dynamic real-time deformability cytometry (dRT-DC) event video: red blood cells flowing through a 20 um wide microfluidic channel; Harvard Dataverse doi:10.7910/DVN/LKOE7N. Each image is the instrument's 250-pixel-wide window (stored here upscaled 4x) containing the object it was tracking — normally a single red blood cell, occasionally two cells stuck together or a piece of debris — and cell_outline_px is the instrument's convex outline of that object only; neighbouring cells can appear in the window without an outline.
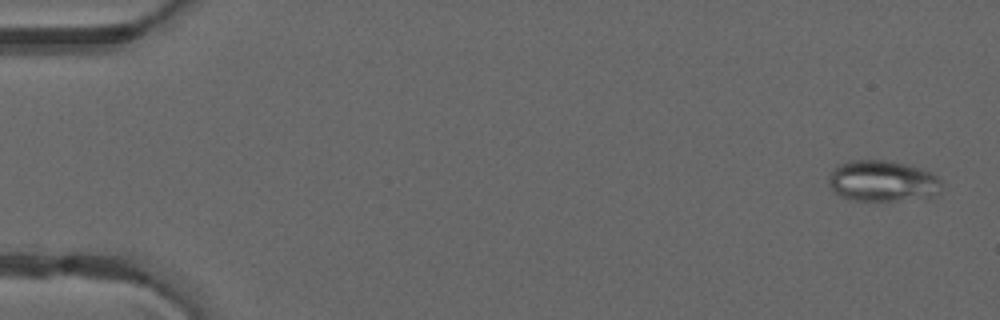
{"species": "common noctule bat (a hibernating species)", "species_latin": "Nyctalus noctula", "temperature_condition": "warm", "stored_images_in_passage": 50, "camera_frame_rate_fps": 3000, "um_per_image_px": 0.085, "animal": {"sex": "male", "forearm_length_mm": 52.5}, "frame": {"image": 1, "passage_image": 2, "time_ms": 0.333, "image_size_px": [1000, 320], "cell_outline_px": [[944, 188], [936, 196], [896, 200], [852, 200], [840, 196], [832, 188], [828, 180], [828, 176], [840, 164], [852, 160], [892, 160], [908, 164], [932, 172], [940, 180]], "centroid_in_image_um": [75.07, 15.38], "position_along_channel_um": 9.9, "area_um2": 27.11}}
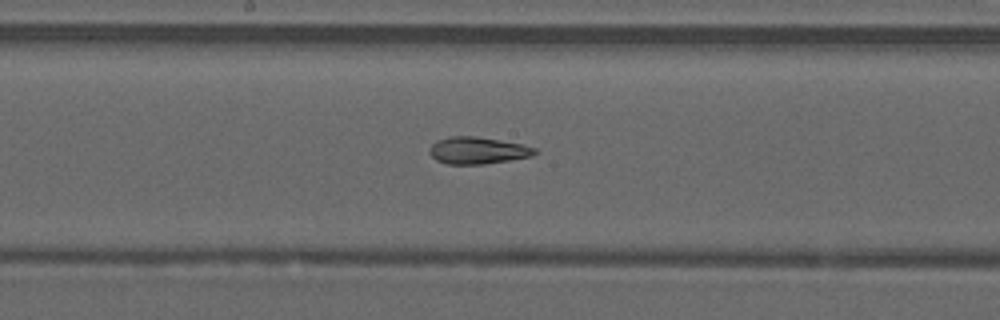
{"frame": {"image": 2, "passage_image": 27, "time_ms": 8.667, "image_size_px": [1000, 320], "cell_outline_px": [[540, 152], [532, 156], [484, 164], [448, 164], [436, 160], [428, 152], [428, 148], [436, 140], [452, 136], [476, 136], [500, 140], [520, 144], [536, 148]], "centroid_in_image_um": [40.59, 12.78], "position_along_channel_um": 207.6, "area_um2": 16.59}}
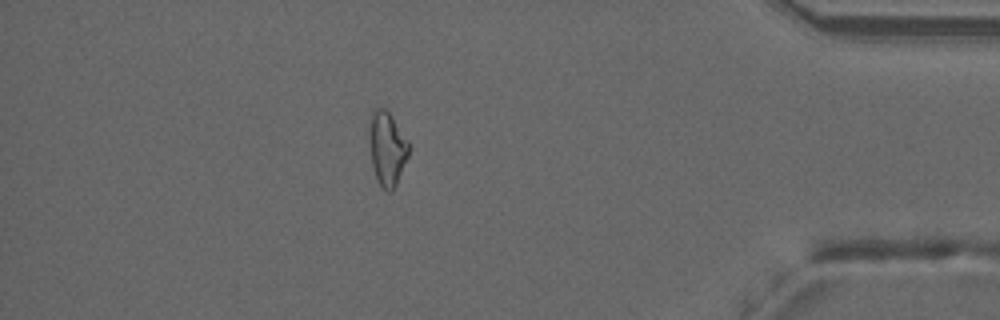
{"frame": {"image": 3, "passage_image": 44, "time_ms": 14.333, "image_size_px": [1000, 320], "cell_outline_px": [[408, 156], [396, 184], [392, 192], [388, 192], [376, 180], [372, 164], [368, 128], [368, 124], [372, 112], [376, 108], [384, 108], [388, 112], [408, 140]], "centroid_in_image_um": [32.88, 12.62], "position_along_channel_um": 402.3, "area_um2": 16.82}, "authors_computed_cell_mechanics": {"area_um2": 18.7272, "velocity_mm_per_s": 4.1367, "shape_relaxation_time_tau1_ms": null, "shape_relaxation_time_tau2_ms": 3.0598, "deformation_change_tau1": null, "deformation_change_tau2": 0.1012}}